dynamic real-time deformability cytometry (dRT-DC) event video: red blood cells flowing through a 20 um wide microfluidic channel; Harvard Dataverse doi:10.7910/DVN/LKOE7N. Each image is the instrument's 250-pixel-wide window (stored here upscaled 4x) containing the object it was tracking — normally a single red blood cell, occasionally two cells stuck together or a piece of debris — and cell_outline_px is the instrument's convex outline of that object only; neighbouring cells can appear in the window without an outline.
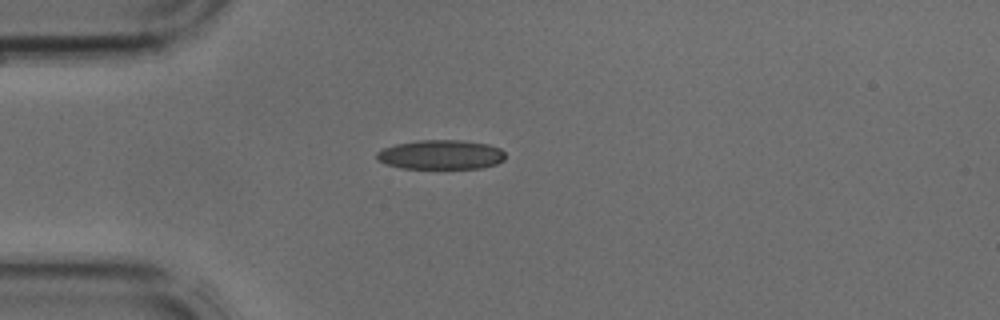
{"species": "common noctule bat (a hibernating species)", "species_latin": "Nyctalus noctula", "temperature_condition": "cold", "stored_images_in_passage": 17, "camera_frame_rate_fps": 3000, "um_per_image_px": 0.085, "animal": {"sex": "male", "body_mass_g": 17.9, "forearm_length_mm": 54.2}, "frame": {"image": 1, "passage_image": 1, "time_ms": 0.0, "image_size_px": [1000, 320], "cell_outline_px": [[504, 160], [496, 164], [480, 168], [400, 168], [376, 160], [376, 152], [384, 148], [396, 144], [416, 140], [460, 140], [488, 144], [500, 148], [504, 152]], "centroid_in_image_um": [37.46, 13.14], "position_along_channel_um": 47.5, "area_um2": 22.02}}